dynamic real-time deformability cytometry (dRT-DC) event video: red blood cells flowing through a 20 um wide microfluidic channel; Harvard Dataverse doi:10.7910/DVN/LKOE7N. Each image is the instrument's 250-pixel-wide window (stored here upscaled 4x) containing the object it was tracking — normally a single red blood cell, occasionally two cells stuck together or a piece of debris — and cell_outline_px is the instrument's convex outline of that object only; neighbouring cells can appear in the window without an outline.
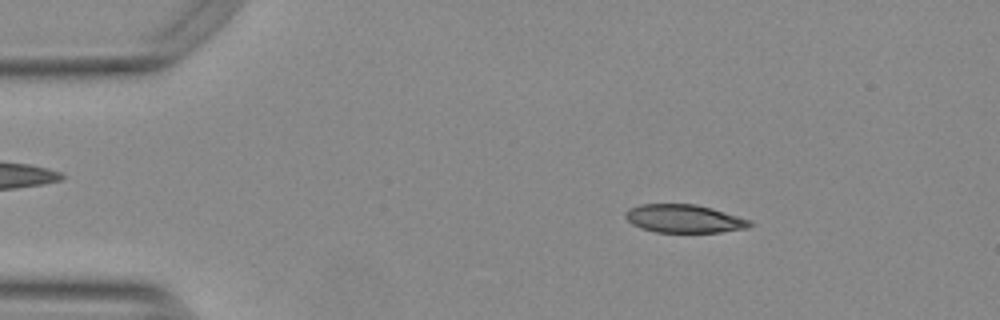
{"species": "Egyptian fruit bat (a non-hibernating species)", "species_latin": "Rousettus aegyptiacus", "temperature_condition": "warm", "stored_images_in_passage": 12, "camera_frame_rate_fps": 3000, "um_per_image_px": 0.085, "animal": {"sex": "female"}, "frame": {"image": 1, "passage_image": 2, "time_ms": 0.333, "image_size_px": [1000, 320], "cell_outline_px": [[752, 224], [748, 228], [720, 232], [656, 232], [640, 228], [632, 224], [624, 216], [624, 212], [628, 208], [640, 204], [696, 204], [712, 208], [752, 220]], "centroid_in_image_um": [58.13, 18.58], "position_along_channel_um": 26.9, "area_um2": 20.58}}
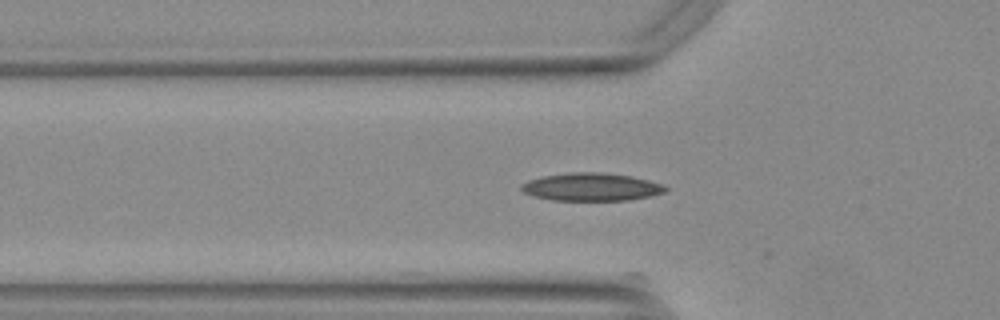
{"frame": {"image": 2, "passage_image": 11, "time_ms": 3.333, "image_size_px": [1000, 320], "cell_outline_px": [[668, 188], [664, 192], [648, 196], [628, 200], [552, 200], [532, 196], [524, 192], [520, 188], [520, 184], [528, 180], [544, 176], [572, 172], [600, 172], [632, 176], [648, 180], [660, 184]], "centroid_in_image_um": [50.22, 15.89], "position_along_channel_um": 75.6, "area_um2": 23.24}}